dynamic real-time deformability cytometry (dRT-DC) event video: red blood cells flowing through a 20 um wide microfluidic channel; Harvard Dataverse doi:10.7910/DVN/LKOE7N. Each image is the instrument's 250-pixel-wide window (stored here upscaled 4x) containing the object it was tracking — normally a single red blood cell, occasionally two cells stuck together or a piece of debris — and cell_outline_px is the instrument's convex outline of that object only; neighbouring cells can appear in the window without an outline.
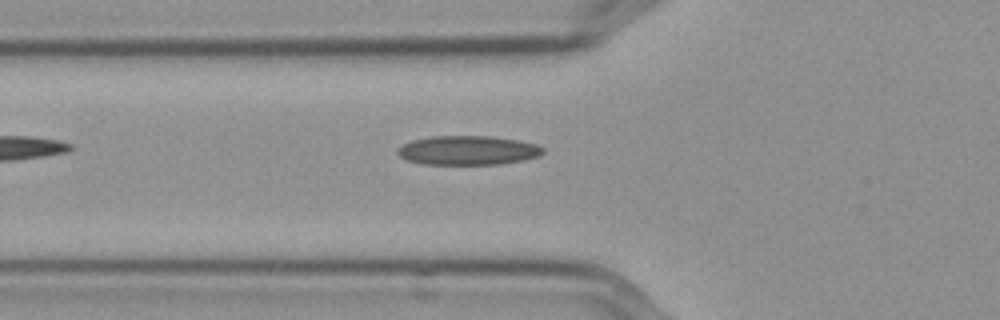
{"species": "Egyptian fruit bat (a non-hibernating species)", "species_latin": "Rousettus aegyptiacus", "temperature_condition": "cold", "stored_images_in_passage": 40, "camera_frame_rate_fps": 3000, "um_per_image_px": 0.085, "frame": {"image": 1, "passage_image": 4, "time_ms": 1.0, "image_size_px": [1000, 320], "cell_outline_px": [[544, 152], [540, 156], [500, 164], [424, 164], [408, 160], [400, 156], [396, 152], [396, 148], [412, 140], [432, 136], [492, 136], [520, 140], [536, 144], [544, 148]], "centroid_in_image_um": [39.78, 12.77], "position_along_channel_um": 86.0, "area_um2": 24.74}}
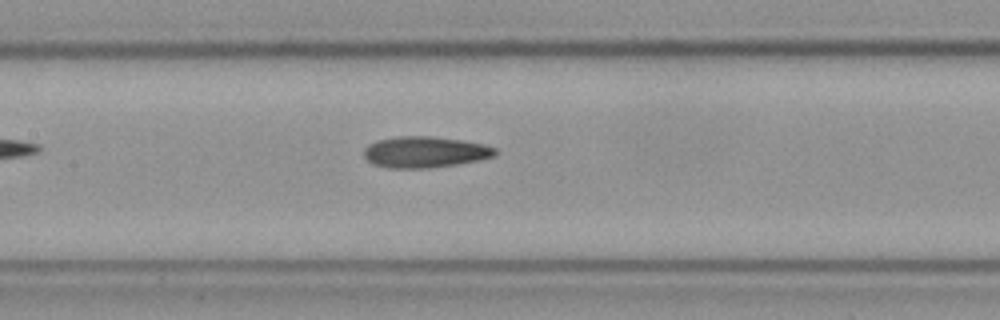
{"frame": {"image": 2, "passage_image": 11, "time_ms": 3.333, "image_size_px": [1000, 320], "cell_outline_px": [[500, 152], [492, 156], [480, 160], [456, 164], [428, 168], [388, 168], [372, 164], [364, 156], [364, 148], [368, 144], [376, 140], [400, 136], [432, 136], [460, 140], [484, 144], [496, 148]], "centroid_in_image_um": [36.11, 12.92], "position_along_channel_um": 171.3, "area_um2": 23.93}}
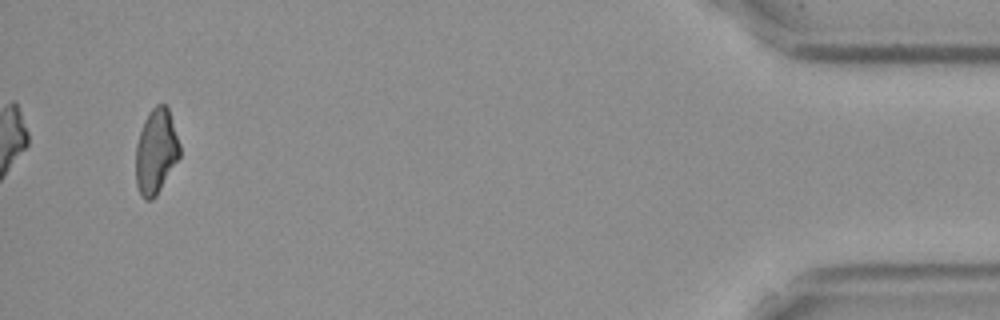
{"frame": {"image": 3, "passage_image": 38, "time_ms": 12.333, "image_size_px": [1000, 320], "cell_outline_px": [[180, 156], [156, 196], [152, 200], [144, 200], [136, 184], [136, 144], [144, 120], [148, 112], [156, 104], [164, 104], [168, 108], [180, 144]], "centroid_in_image_um": [13.26, 12.87], "position_along_channel_um": 421.9, "area_um2": 21.68}, "authors_computed_cell_mechanics": {"area_um2": 22.9177, "velocity_mm_per_s": 3.5902, "shape_relaxation_time_tau1_ms": null, "shape_relaxation_time_tau2_ms": 7.145, "deformation_change_tau1": null, "deformation_change_tau2": 0.1664}}